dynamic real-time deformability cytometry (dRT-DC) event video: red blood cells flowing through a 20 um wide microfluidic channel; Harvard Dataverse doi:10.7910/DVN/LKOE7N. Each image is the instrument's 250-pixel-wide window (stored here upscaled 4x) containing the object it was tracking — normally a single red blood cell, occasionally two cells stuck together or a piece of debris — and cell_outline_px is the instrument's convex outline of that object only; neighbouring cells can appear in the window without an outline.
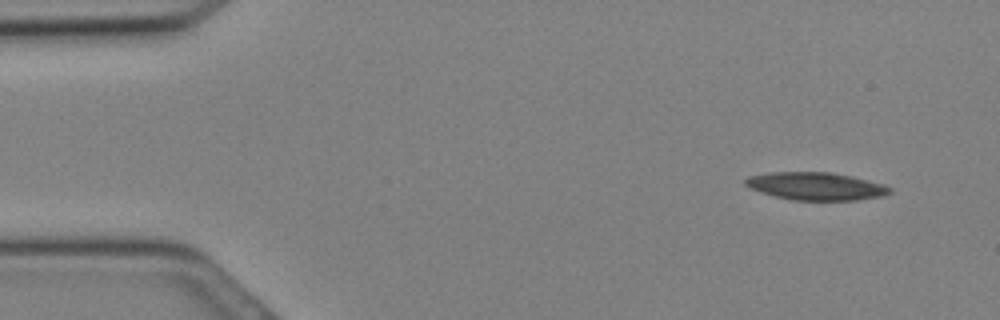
{"species": "Egyptian fruit bat (a non-hibernating species)", "species_latin": "Rousettus aegyptiacus", "temperature_condition": "cold", "stored_images_in_passage": 16, "camera_frame_rate_fps": 3000, "um_per_image_px": 0.085, "animal": {"sex": "female"}, "frame": {"image": 1, "passage_image": 2, "time_ms": 0.333, "image_size_px": [1000, 320], "cell_outline_px": [[892, 192], [884, 196], [856, 200], [792, 200], [760, 192], [744, 184], [744, 180], [748, 176], [768, 172], [828, 172], [852, 176], [884, 184], [892, 188]], "centroid_in_image_um": [69.37, 15.82], "position_along_channel_um": 15.6, "area_um2": 23.41}}
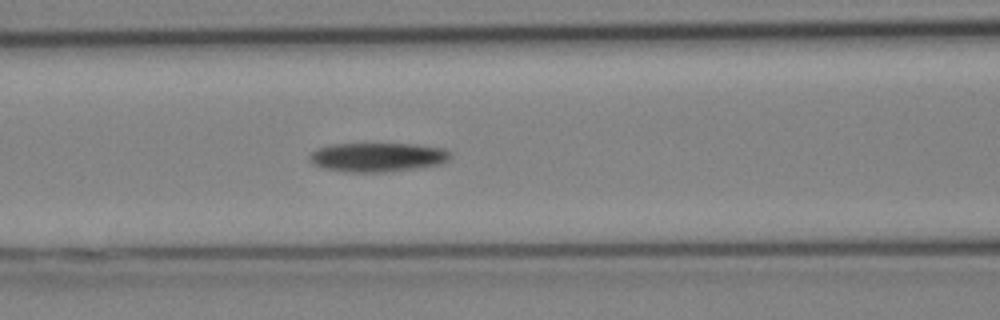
{"frame": {"image": 2, "passage_image": 12, "time_ms": 3.667, "image_size_px": [1000, 320], "cell_outline_px": [[452, 156], [444, 164], [388, 172], [352, 172], [324, 168], [316, 164], [308, 156], [316, 148], [332, 144], [416, 144], [444, 148], [452, 152]], "centroid_in_image_um": [32.18, 13.35], "position_along_channel_um": 134.4, "area_um2": 23.93}}
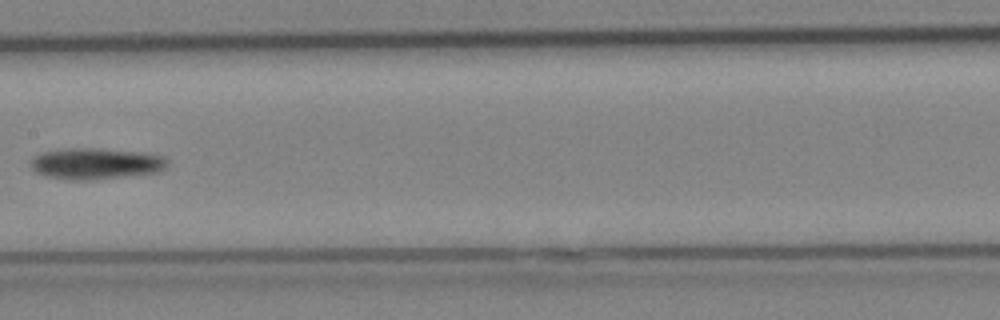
{"frame": {"image": 3, "passage_image": 15, "time_ms": 4.667, "image_size_px": [1000, 320], "cell_outline_px": [[168, 164], [160, 172], [92, 180], [72, 180], [44, 176], [36, 172], [28, 164], [36, 156], [44, 152], [68, 148], [96, 148], [148, 152], [164, 156], [168, 160]], "centroid_in_image_um": [8.19, 13.9], "position_along_channel_um": 199.2, "area_um2": 25.14}}